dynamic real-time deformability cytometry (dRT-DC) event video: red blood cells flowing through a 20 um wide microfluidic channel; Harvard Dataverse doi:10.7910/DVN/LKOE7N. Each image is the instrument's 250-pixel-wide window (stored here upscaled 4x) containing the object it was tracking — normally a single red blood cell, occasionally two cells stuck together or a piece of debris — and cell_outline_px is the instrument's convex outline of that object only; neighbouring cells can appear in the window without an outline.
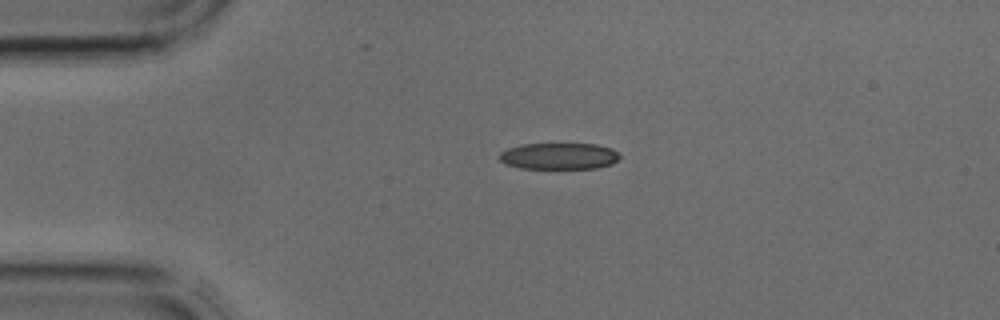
{"species": "common noctule bat (a hibernating species)", "species_latin": "Nyctalus noctula", "temperature_condition": "cold", "stored_images_in_passage": 2, "camera_frame_rate_fps": 3000, "um_per_image_px": 0.085, "animal": {"sex": "male", "body_mass_g": 17.9, "forearm_length_mm": 54.2}, "frame": {"image": 1, "passage_image": 2, "time_ms": 0.333, "image_size_px": [1000, 320], "cell_outline_px": [[620, 156], [612, 164], [596, 168], [520, 168], [504, 164], [500, 160], [500, 152], [508, 148], [520, 144], [596, 144], [612, 148]], "centroid_in_image_um": [47.49, 13.26], "position_along_channel_um": 37.5, "area_um2": 18.5}}